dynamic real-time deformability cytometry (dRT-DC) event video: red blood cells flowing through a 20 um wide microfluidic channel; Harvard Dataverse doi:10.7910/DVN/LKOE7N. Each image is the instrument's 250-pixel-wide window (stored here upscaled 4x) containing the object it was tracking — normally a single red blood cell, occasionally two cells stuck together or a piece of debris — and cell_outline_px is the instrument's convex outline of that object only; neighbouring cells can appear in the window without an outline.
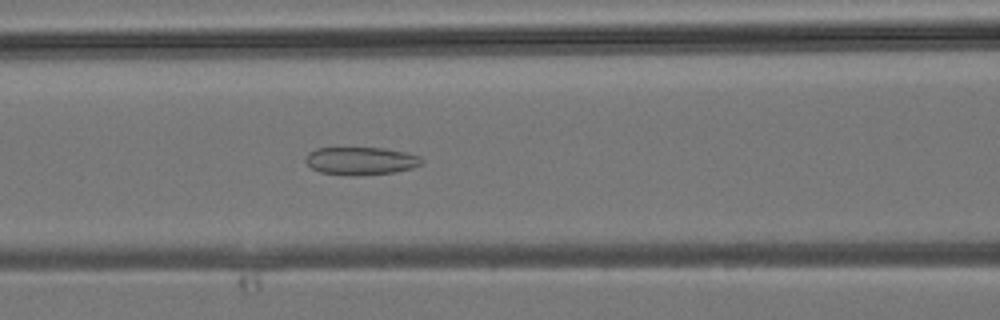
{"species": "common noctule bat (a hibernating species)", "species_latin": "Nyctalus noctula", "temperature_condition": "room temperature", "stored_images_in_passage": 23, "camera_frame_rate_fps": 3000, "um_per_image_px": 0.085, "animal": {"sex": "male", "body_mass_g": 19.2, "forearm_length_mm": 51.8}, "frame": {"image": 1, "passage_image": 6, "time_ms": 1.667, "image_size_px": [1000, 320], "cell_outline_px": [[424, 160], [420, 164], [412, 168], [396, 172], [320, 172], [312, 168], [304, 160], [308, 152], [316, 148], [380, 148], [404, 152], [420, 156]], "centroid_in_image_um": [30.68, 13.61], "position_along_channel_um": 135.9, "area_um2": 17.69}}
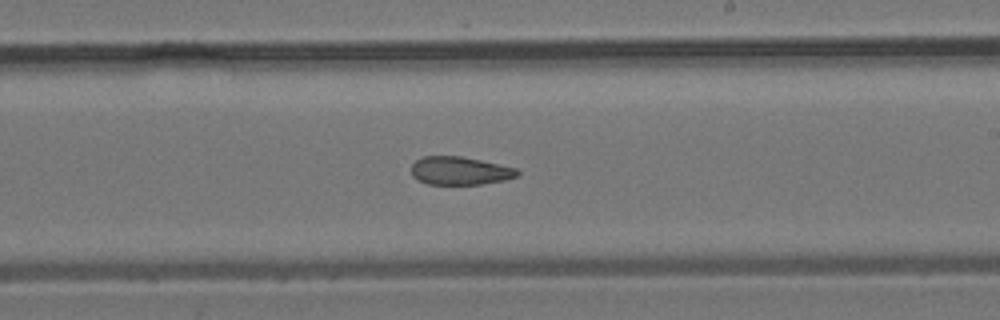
{"frame": {"image": 2, "passage_image": 12, "time_ms": 3.667, "image_size_px": [1000, 320], "cell_outline_px": [[520, 176], [504, 180], [480, 184], [428, 184], [412, 176], [412, 164], [416, 160], [424, 156], [460, 156], [480, 160], [516, 168], [520, 172]], "centroid_in_image_um": [39.11, 14.51], "position_along_channel_um": 249.9, "area_um2": 17.28}}
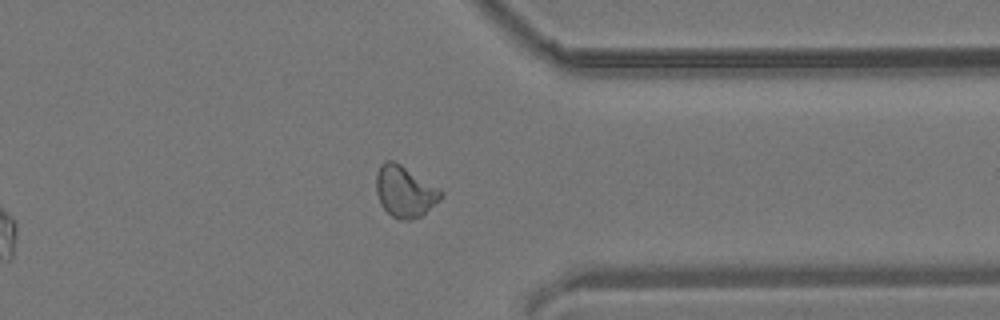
{"frame": {"image": 3, "passage_image": 19, "time_ms": 6.0, "image_size_px": [1000, 320], "cell_outline_px": [[444, 192], [440, 200], [420, 216], [412, 220], [400, 220], [392, 216], [380, 204], [376, 192], [376, 176], [380, 164], [384, 160], [392, 160], [400, 164], [440, 188]], "centroid_in_image_um": [34.4, 16.27], "position_along_channel_um": 377.0, "area_um2": 19.36}}